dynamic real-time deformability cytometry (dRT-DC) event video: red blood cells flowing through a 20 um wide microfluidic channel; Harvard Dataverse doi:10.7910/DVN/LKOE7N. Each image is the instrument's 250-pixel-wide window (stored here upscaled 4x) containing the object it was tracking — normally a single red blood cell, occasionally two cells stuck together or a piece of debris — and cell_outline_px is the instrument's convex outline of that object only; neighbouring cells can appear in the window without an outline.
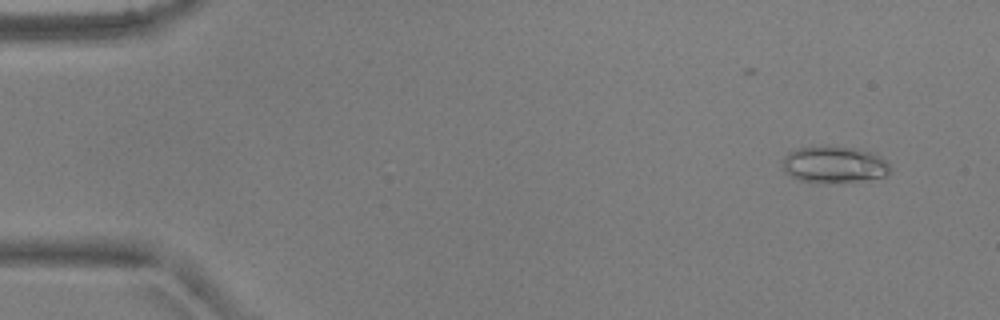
{"species": "common noctule bat (a hibernating species)", "species_latin": "Nyctalus noctula", "temperature_condition": "warm", "stored_images_in_passage": 4, "camera_frame_rate_fps": 3000, "um_per_image_px": 0.085, "animal": {"sex": "male", "body_mass_g": 17.9, "forearm_length_mm": 54.2}, "frame": {"image": 1, "passage_image": 1, "time_ms": 0.0, "image_size_px": [1000, 320], "cell_outline_px": [[888, 172], [884, 176], [860, 180], [824, 184], [816, 184], [800, 180], [784, 172], [784, 156], [788, 152], [796, 148], [856, 148], [872, 152], [880, 156], [888, 164]], "centroid_in_image_um": [70.87, 14.02], "position_along_channel_um": 14.1, "area_um2": 22.48}}